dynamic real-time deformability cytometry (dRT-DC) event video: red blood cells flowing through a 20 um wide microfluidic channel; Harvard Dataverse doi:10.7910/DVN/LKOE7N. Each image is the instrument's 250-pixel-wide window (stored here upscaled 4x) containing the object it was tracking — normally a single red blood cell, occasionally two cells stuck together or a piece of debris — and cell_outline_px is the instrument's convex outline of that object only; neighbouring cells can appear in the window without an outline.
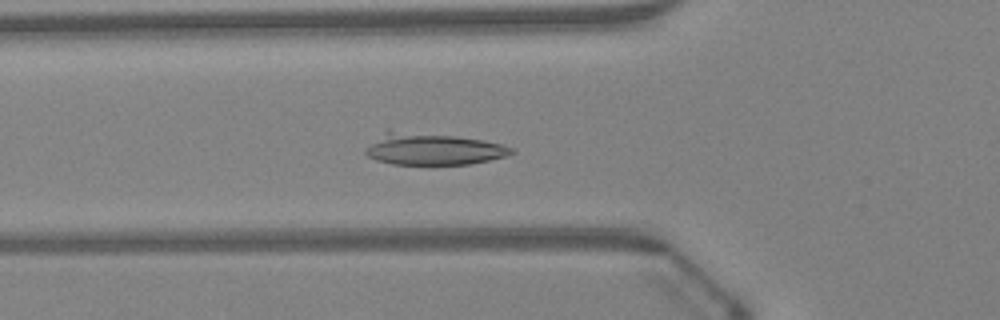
{"species": "Egyptian fruit bat (a non-hibernating species)", "species_latin": "Rousettus aegyptiacus", "temperature_condition": "warm", "stored_images_in_passage": 40, "camera_frame_rate_fps": 3000, "um_per_image_px": 0.085, "animal": {"sex": "female"}, "frame": {"image": 1, "passage_image": 10, "time_ms": 3.0, "image_size_px": [1000, 320], "cell_outline_px": [[516, 152], [504, 156], [488, 160], [468, 164], [392, 164], [376, 160], [368, 156], [364, 152], [364, 148], [388, 128], [456, 136], [484, 140], [500, 144], [512, 148]], "centroid_in_image_um": [36.71, 12.64], "position_along_channel_um": 89.1, "area_um2": 27.28}}
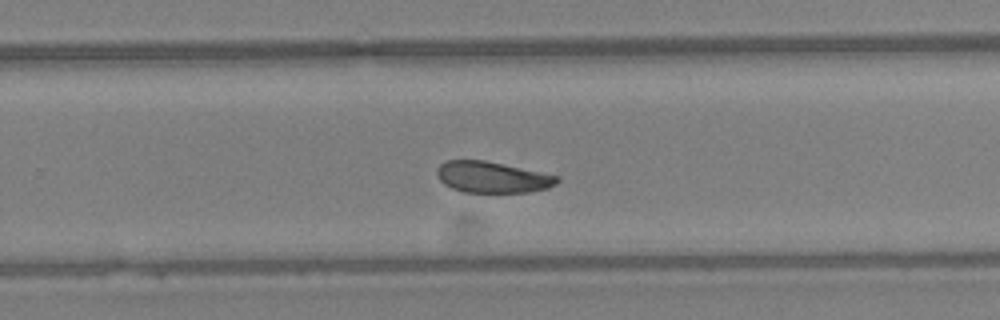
{"frame": {"image": 2, "passage_image": 24, "time_ms": 7.667, "image_size_px": [1000, 320], "cell_outline_px": [[560, 180], [556, 184], [548, 188], [528, 192], [464, 192], [452, 188], [444, 184], [436, 176], [436, 168], [440, 164], [448, 160], [484, 160], [560, 176]], "centroid_in_image_um": [41.83, 15.06], "position_along_channel_um": 288.0, "area_um2": 21.85}}
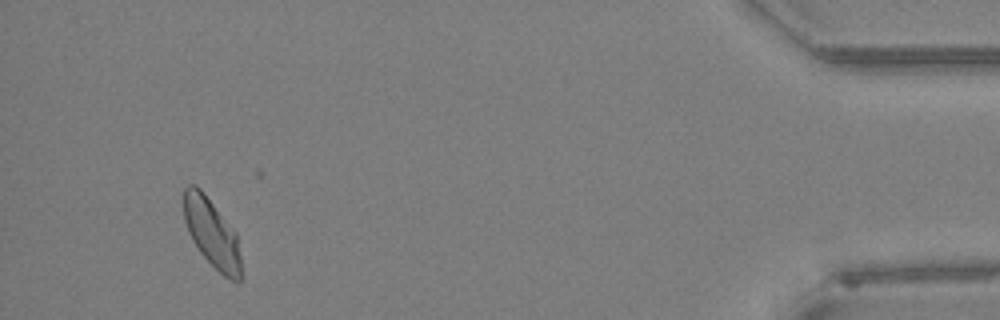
{"frame": {"image": 3, "passage_image": 38, "time_ms": 12.333, "image_size_px": [1000, 320], "cell_outline_px": [[240, 280], [232, 280], [224, 276], [200, 252], [192, 240], [188, 232], [184, 220], [184, 188], [188, 184], [196, 184], [200, 188], [236, 232], [240, 256]], "centroid_in_image_um": [17.98, 19.77], "position_along_channel_um": 417.2, "area_um2": 22.54}}